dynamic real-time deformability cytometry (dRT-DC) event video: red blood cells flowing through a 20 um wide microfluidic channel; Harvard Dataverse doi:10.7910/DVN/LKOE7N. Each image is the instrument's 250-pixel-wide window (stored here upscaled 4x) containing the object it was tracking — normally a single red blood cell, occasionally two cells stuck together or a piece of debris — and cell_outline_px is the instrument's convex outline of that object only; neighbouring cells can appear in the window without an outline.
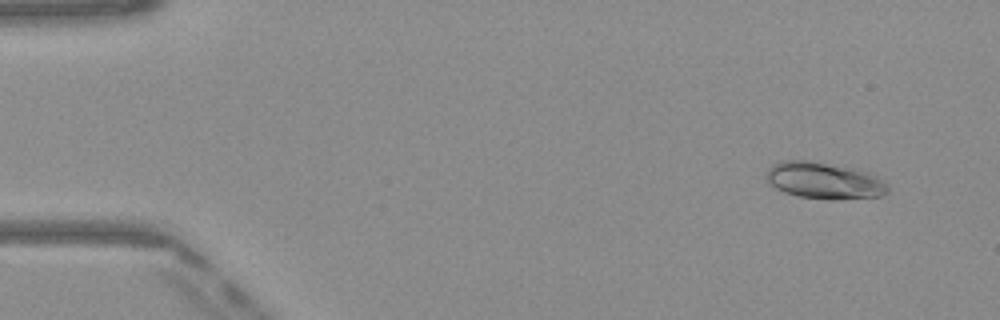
{"species": "Egyptian fruit bat (a non-hibernating species)", "species_latin": "Rousettus aegyptiacus", "temperature_condition": "warm", "stored_images_in_passage": 47, "camera_frame_rate_fps": 3000, "um_per_image_px": 0.085, "frame": {"image": 1, "passage_image": 1, "time_ms": 0.0, "image_size_px": [1000, 320], "cell_outline_px": [[888, 192], [880, 196], [832, 200], [828, 200], [796, 196], [784, 192], [776, 188], [768, 180], [768, 168], [772, 164], [784, 160], [808, 160], [856, 168], [868, 172], [880, 180], [888, 188]], "centroid_in_image_um": [70.04, 15.35], "position_along_channel_um": 15.0, "area_um2": 25.78}}
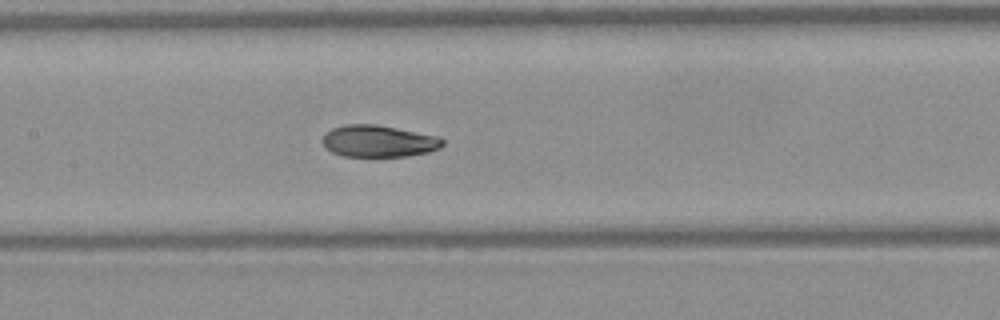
{"frame": {"image": 2, "passage_image": 21, "time_ms": 6.667, "image_size_px": [1000, 320], "cell_outline_px": [[444, 144], [440, 148], [428, 152], [408, 156], [344, 156], [332, 152], [320, 140], [332, 128], [344, 124], [376, 124], [440, 136], [444, 140]], "centroid_in_image_um": [32.21, 11.99], "position_along_channel_um": 175.2, "area_um2": 22.31}}
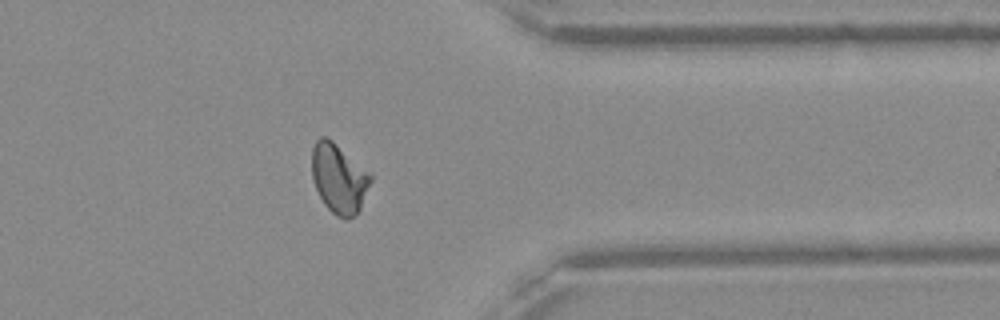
{"frame": {"image": 3, "passage_image": 37, "time_ms": 12.0, "image_size_px": [1000, 320], "cell_outline_px": [[372, 180], [360, 208], [348, 220], [344, 220], [336, 216], [324, 204], [316, 188], [312, 176], [312, 148], [316, 140], [320, 136], [324, 136], [332, 140], [372, 172]], "centroid_in_image_um": [28.82, 15.14], "position_along_channel_um": 382.6, "area_um2": 23.99}, "authors_computed_cell_mechanics": {"area_um2": 23.12, "velocity_mm_per_s": 4.0838, "shape_relaxation_time_tau1_ms": 6.0302, "shape_relaxation_time_tau2_ms": 1.753, "deformation_change_tau1": 0.2015, "deformation_change_tau2": 0.063}}